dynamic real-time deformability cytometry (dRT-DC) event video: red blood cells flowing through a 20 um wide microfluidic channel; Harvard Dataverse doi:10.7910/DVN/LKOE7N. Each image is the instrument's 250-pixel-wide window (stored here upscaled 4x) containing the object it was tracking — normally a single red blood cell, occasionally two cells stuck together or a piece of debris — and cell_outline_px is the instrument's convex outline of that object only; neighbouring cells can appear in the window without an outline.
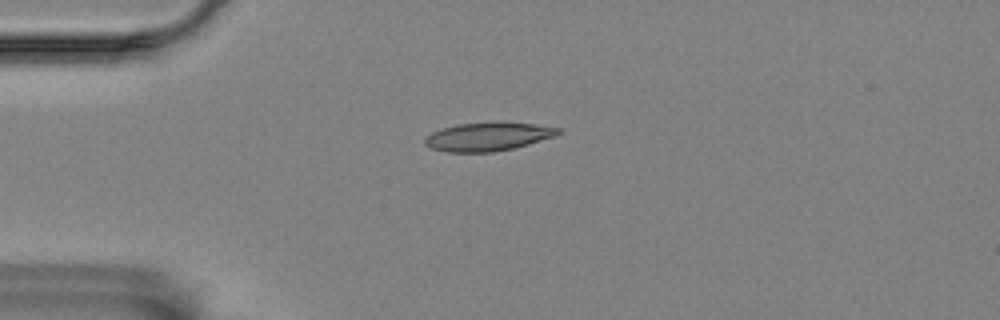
{"species": "Egyptian fruit bat (a non-hibernating species)", "species_latin": "Rousettus aegyptiacus", "temperature_condition": "room temperature", "stored_images_in_passage": 3, "camera_frame_rate_fps": 3000, "um_per_image_px": 0.085, "animal": {"sex": "female"}, "frame": {"image": 1, "passage_image": 1, "time_ms": 0.0, "image_size_px": [1000, 320], "cell_outline_px": [[564, 132], [556, 136], [528, 144], [512, 148], [492, 152], [448, 152], [432, 148], [424, 144], [424, 140], [432, 132], [456, 124], [492, 120], [500, 120], [536, 124], [560, 128]], "centroid_in_image_um": [41.54, 11.57], "position_along_channel_um": 43.5, "area_um2": 22.66}}
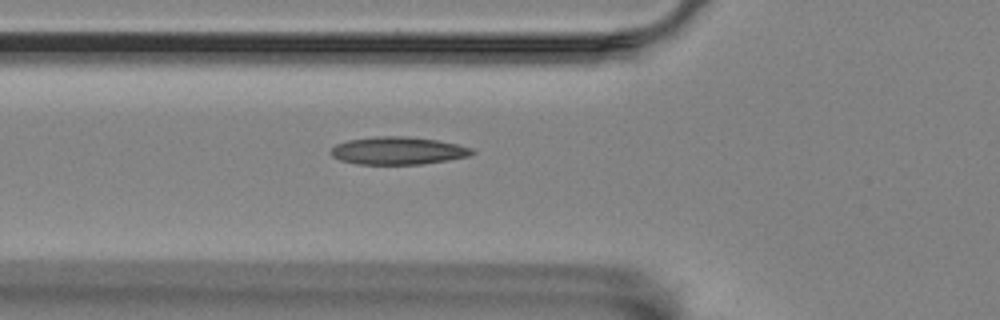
{"frame": {"image": 2, "passage_image": 3, "time_ms": 2.0, "image_size_px": [1000, 320], "cell_outline_px": [[476, 152], [468, 156], [448, 160], [420, 164], [356, 164], [340, 160], [332, 156], [328, 152], [336, 144], [348, 140], [376, 136], [408, 136], [436, 140], [456, 144], [472, 148]], "centroid_in_image_um": [33.8, 12.81], "position_along_channel_um": 92.0, "area_um2": 22.77}}